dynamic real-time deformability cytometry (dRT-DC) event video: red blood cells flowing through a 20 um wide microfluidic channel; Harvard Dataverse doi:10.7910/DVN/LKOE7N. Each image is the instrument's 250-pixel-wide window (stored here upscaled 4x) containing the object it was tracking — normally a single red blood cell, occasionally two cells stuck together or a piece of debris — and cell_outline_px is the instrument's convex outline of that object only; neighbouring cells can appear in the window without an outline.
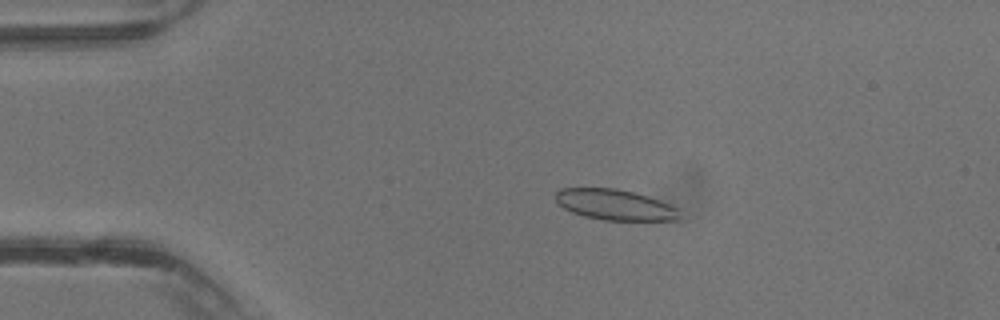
{"species": "common noctule bat (a hibernating species)", "species_latin": "Nyctalus noctula", "temperature_condition": "warm", "stored_images_in_passage": 33, "camera_frame_rate_fps": 3000, "um_per_image_px": 0.085, "animal": {"sex": "male", "body_mass_g": 13.3}, "frame": {"image": 1, "passage_image": 1, "time_ms": 0.0, "image_size_px": [1000, 320], "cell_outline_px": [[680, 220], [604, 220], [584, 216], [572, 212], [556, 204], [556, 192], [560, 188], [616, 188], [648, 196], [668, 204], [676, 208], [680, 216]], "centroid_in_image_um": [52.23, 17.4], "position_along_channel_um": 32.8, "area_um2": 22.02}}
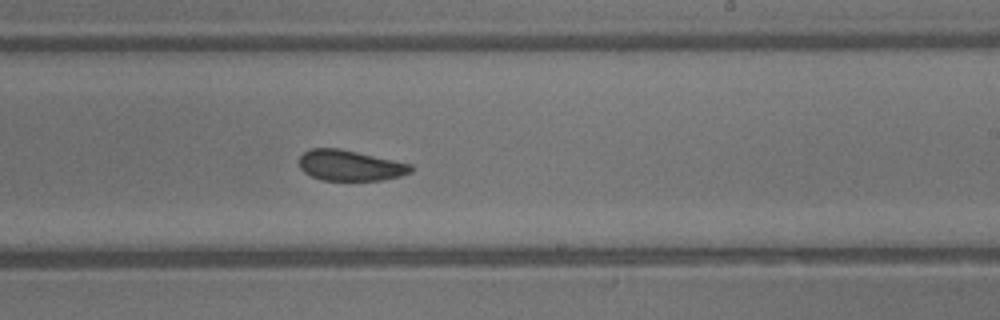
{"frame": {"image": 2, "passage_image": 17, "time_ms": 5.333, "image_size_px": [1000, 320], "cell_outline_px": [[412, 172], [400, 176], [380, 180], [320, 180], [304, 172], [300, 168], [296, 160], [304, 152], [312, 148], [340, 148], [412, 164]], "centroid_in_image_um": [29.72, 14.06], "position_along_channel_um": 259.3, "area_um2": 20.06}}
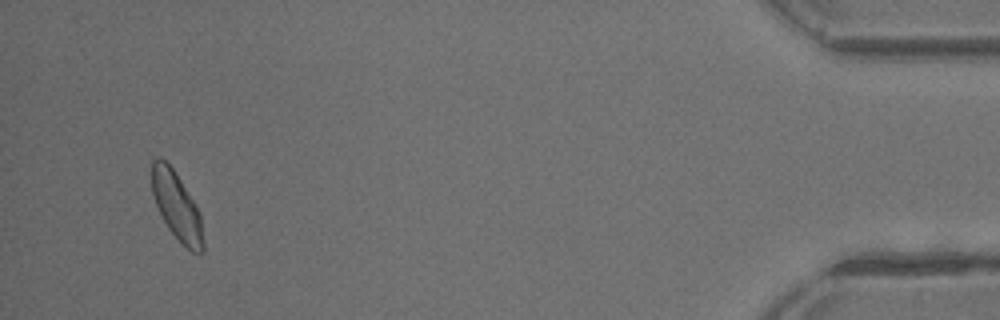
{"frame": {"image": 3, "passage_image": 31, "time_ms": 10.0, "image_size_px": [1000, 320], "cell_outline_px": [[204, 252], [192, 252], [168, 228], [156, 204], [152, 192], [152, 160], [160, 156], [172, 168], [180, 180], [200, 212], [204, 244]], "centroid_in_image_um": [15.03, 17.51], "position_along_channel_um": 420.2, "area_um2": 19.77}}